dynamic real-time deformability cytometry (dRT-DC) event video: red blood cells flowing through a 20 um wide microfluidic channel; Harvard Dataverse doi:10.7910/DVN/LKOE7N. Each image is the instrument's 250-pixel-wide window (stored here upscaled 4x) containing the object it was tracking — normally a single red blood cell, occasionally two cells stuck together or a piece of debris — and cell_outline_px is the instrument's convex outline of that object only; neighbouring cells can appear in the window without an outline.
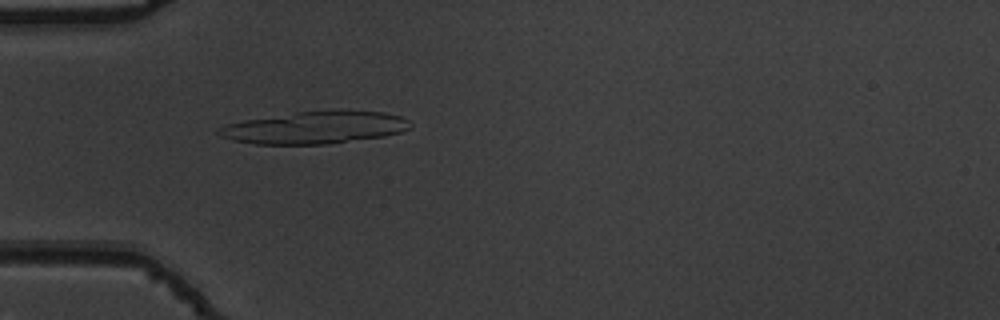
{"species": "common noctule bat (a hibernating species)", "species_latin": "Nyctalus noctula", "temperature_condition": "warm", "stored_images_in_passage": 53, "camera_frame_rate_fps": 3000, "um_per_image_px": 0.085, "animal": {"sex": "male", "body_mass_g": 19.5, "forearm_length_mm": 54.6}, "frame": {"image": 1, "passage_image": 17, "time_ms": 5.333, "image_size_px": [1000, 320], "cell_outline_px": [[412, 128], [400, 132], [384, 136], [328, 144], [256, 144], [232, 140], [220, 136], [216, 132], [216, 128], [228, 124], [244, 120], [296, 112], [336, 108], [340, 108], [384, 112], [400, 116], [408, 120], [412, 124]], "centroid_in_image_um": [26.81, 10.81], "position_along_channel_um": 58.2, "area_um2": 36.76}}
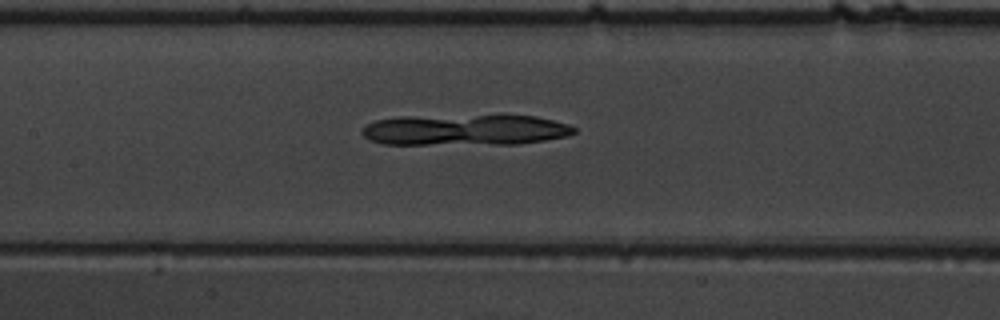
{"frame": {"image": 2, "passage_image": 26, "time_ms": 8.333, "image_size_px": [1000, 320], "cell_outline_px": [[576, 132], [568, 136], [520, 144], [384, 144], [368, 140], [360, 132], [360, 128], [376, 120], [400, 116], [500, 112], [504, 112], [536, 116], [568, 124], [576, 128]], "centroid_in_image_um": [39.56, 10.99], "position_along_channel_um": 167.8, "area_um2": 40.29}}
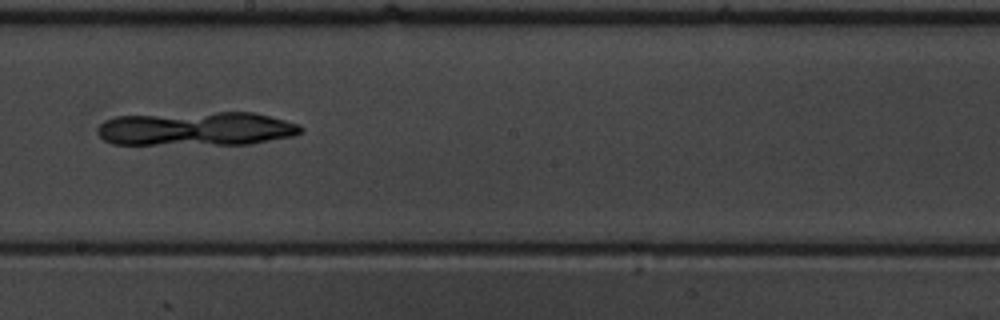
{"frame": {"image": 3, "passage_image": 31, "time_ms": 10.0, "image_size_px": [1000, 320], "cell_outline_px": [[304, 128], [300, 132], [292, 136], [248, 144], [112, 144], [104, 140], [96, 132], [96, 128], [104, 120], [116, 116], [216, 112], [252, 112], [300, 124]], "centroid_in_image_um": [16.65, 10.94], "position_along_channel_um": 231.5, "area_um2": 40.11}}